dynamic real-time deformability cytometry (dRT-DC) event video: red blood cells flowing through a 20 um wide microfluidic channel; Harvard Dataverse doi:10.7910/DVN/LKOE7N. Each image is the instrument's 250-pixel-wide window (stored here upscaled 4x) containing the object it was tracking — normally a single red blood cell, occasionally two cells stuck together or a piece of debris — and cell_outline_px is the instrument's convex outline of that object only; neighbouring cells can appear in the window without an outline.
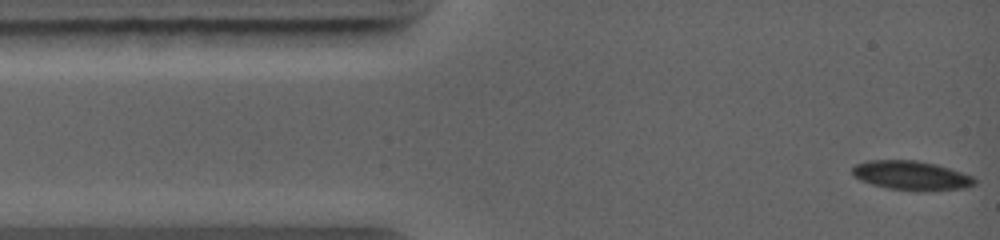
{"species": "common noctule bat (a hibernating species)", "species_latin": "Nyctalus noctula", "temperature_condition": "warm", "stored_images_in_passage": 10, "camera_frame_rate_fps": 5000, "um_per_image_px": 0.085, "animal": {"sex": "female", "body_mass_g": 19.0, "forearm_length_mm": 56.7}, "frame": {"image": 1, "passage_image": 1, "time_ms": 0.0, "image_size_px": [1000, 240], "cell_outline_px": [[976, 184], [964, 188], [916, 192], [912, 192], [888, 188], [872, 184], [860, 180], [852, 176], [852, 168], [856, 164], [868, 160], [916, 160], [936, 164], [972, 176], [976, 180]], "centroid_in_image_um": [77.44, 14.93], "position_along_channel_um": 7.6, "area_um2": 20.98}}
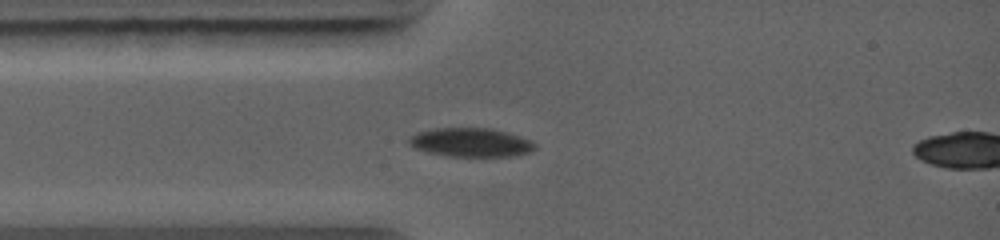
{"frame": {"image": 2, "passage_image": 8, "time_ms": 2.2, "image_size_px": [1000, 240], "cell_outline_px": [[536, 148], [532, 152], [512, 156], [448, 156], [428, 152], [416, 148], [408, 144], [408, 140], [416, 132], [436, 128], [492, 128], [508, 132], [532, 140], [536, 144]], "centroid_in_image_um": [40.07, 12.1], "position_along_channel_um": 44.9, "area_um2": 21.27}}